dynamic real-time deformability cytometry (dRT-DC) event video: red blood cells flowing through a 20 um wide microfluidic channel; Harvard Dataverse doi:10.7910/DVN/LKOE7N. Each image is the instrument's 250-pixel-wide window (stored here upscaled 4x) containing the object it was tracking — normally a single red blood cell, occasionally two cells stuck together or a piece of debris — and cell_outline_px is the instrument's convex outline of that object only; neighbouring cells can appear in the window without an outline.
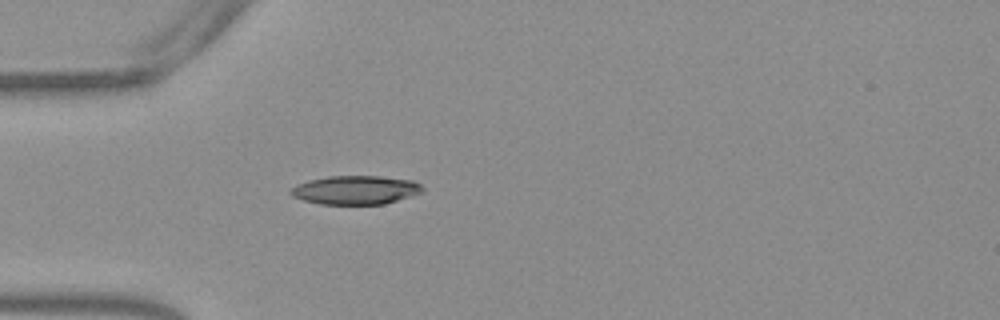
{"species": "Egyptian fruit bat (a non-hibernating species)", "species_latin": "Rousettus aegyptiacus", "temperature_condition": "warm", "stored_images_in_passage": 38, "camera_frame_rate_fps": 3000, "um_per_image_px": 0.085, "frame": {"image": 1, "passage_image": 1, "time_ms": 0.0, "image_size_px": [1000, 320], "cell_outline_px": [[424, 192], [384, 204], [320, 204], [304, 200], [292, 196], [288, 192], [296, 184], [308, 180], [328, 176], [380, 176], [412, 180], [420, 184], [424, 188]], "centroid_in_image_um": [30.22, 16.14], "position_along_channel_um": 54.8, "area_um2": 22.14}}
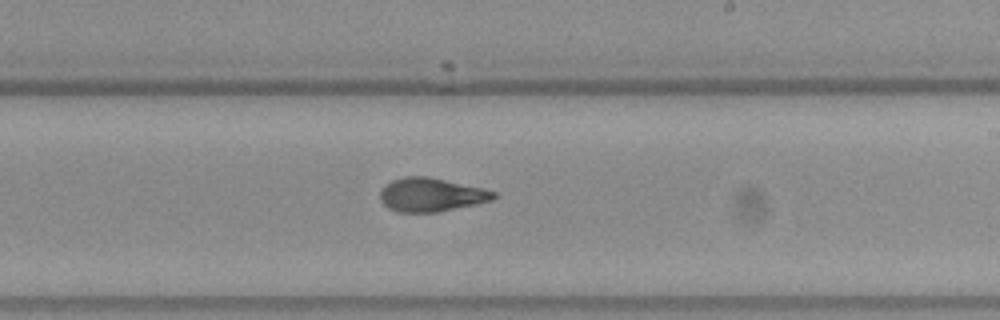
{"frame": {"image": 2, "passage_image": 17, "time_ms": 5.333, "image_size_px": [1000, 320], "cell_outline_px": [[496, 196], [492, 200], [476, 204], [440, 212], [400, 212], [388, 208], [380, 200], [380, 192], [384, 184], [392, 180], [404, 176], [428, 176], [480, 188], [496, 192]], "centroid_in_image_um": [36.61, 16.55], "position_along_channel_um": 252.4, "area_um2": 22.2}}
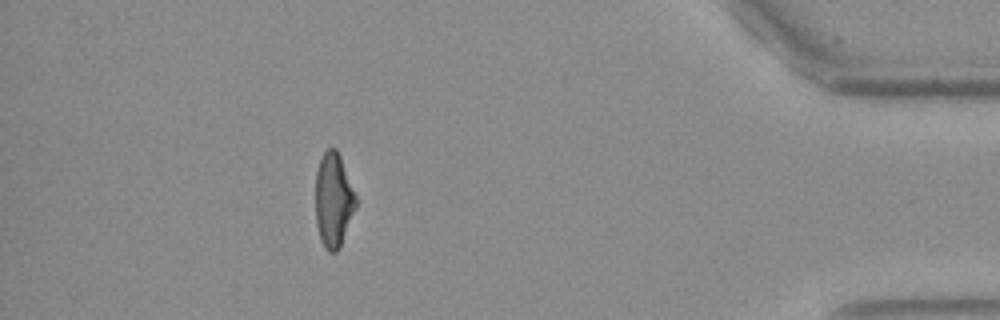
{"frame": {"image": 3, "passage_image": 33, "time_ms": 10.667, "image_size_px": [1000, 320], "cell_outline_px": [[356, 208], [340, 244], [336, 252], [328, 252], [324, 248], [320, 240], [316, 224], [316, 172], [320, 160], [324, 152], [328, 148], [336, 148], [340, 156], [356, 196]], "centroid_in_image_um": [28.33, 17.01], "position_along_channel_um": 406.9, "area_um2": 21.91}, "authors_computed_cell_mechanics": {"area_um2": 22.5709, "velocity_mm_per_s": 3.83, "shape_relaxation_time_tau1_ms": 5.5028, "shape_relaxation_time_tau2_ms": 1.9426, "deformation_change_tau1": 0.1833, "deformation_change_tau2": 0.0751}}